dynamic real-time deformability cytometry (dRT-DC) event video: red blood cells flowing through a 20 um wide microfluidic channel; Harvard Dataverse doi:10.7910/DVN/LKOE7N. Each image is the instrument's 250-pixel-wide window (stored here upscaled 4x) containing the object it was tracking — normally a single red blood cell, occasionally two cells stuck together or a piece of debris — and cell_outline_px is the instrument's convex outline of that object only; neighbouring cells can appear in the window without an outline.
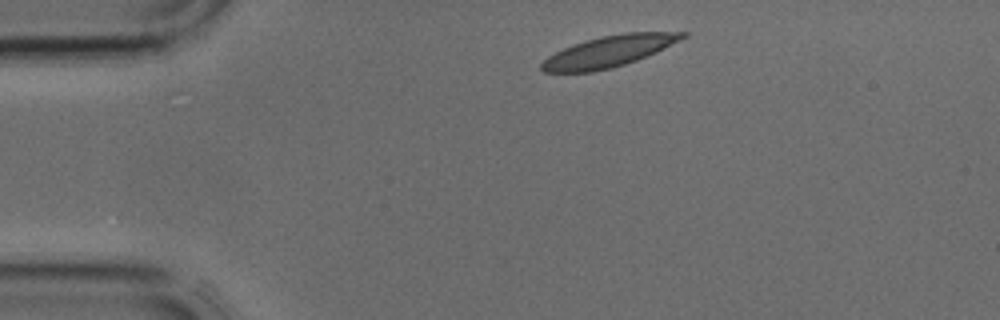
{"species": "common noctule bat (a hibernating species)", "species_latin": "Nyctalus noctula", "temperature_condition": "cold", "stored_images_in_passage": 2, "camera_frame_rate_fps": 3000, "um_per_image_px": 0.085, "animal": {"sex": "male", "body_mass_g": 17.9, "forearm_length_mm": 54.2}, "frame": {"image": 1, "passage_image": 1, "time_ms": 0.0, "image_size_px": [1000, 320], "cell_outline_px": [[688, 36], [656, 52], [636, 60], [612, 68], [592, 72], [544, 72], [540, 68], [540, 64], [548, 56], [572, 44], [584, 40], [600, 36], [624, 32], [688, 32]], "centroid_in_image_um": [51.74, 4.36], "position_along_channel_um": 33.3, "area_um2": 25.61}}